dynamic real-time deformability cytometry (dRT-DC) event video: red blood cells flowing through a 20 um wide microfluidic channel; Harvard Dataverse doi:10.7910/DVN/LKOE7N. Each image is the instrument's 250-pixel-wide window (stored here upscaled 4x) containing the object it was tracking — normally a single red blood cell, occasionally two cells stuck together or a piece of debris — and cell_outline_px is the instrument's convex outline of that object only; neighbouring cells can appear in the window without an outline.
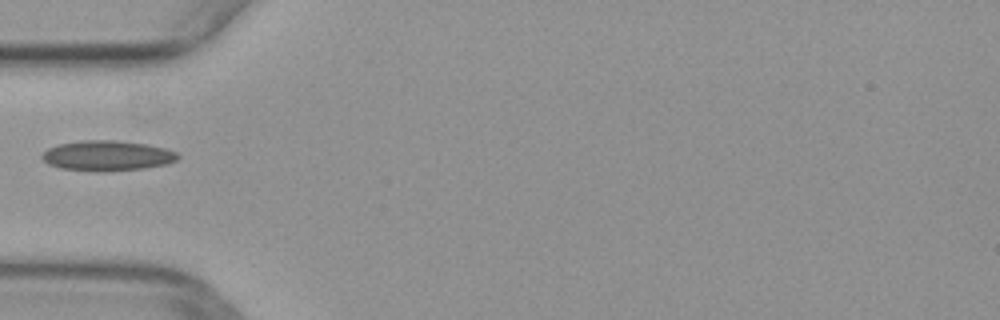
{"species": "common noctule bat (a hibernating species)", "species_latin": "Nyctalus noctula", "temperature_condition": "warm", "stored_images_in_passage": 30, "camera_frame_rate_fps": 3000, "um_per_image_px": 0.085, "animal": {"sex": "female", "body_mass_g": 29.2, "forearm_length_mm": 56.3}, "frame": {"image": 1, "passage_image": 1, "time_ms": 0.0, "image_size_px": [1000, 320], "cell_outline_px": [[180, 156], [176, 160], [168, 164], [144, 168], [104, 172], [96, 172], [60, 168], [48, 164], [40, 156], [48, 148], [60, 144], [80, 140], [116, 140], [148, 144], [164, 148], [176, 152]], "centroid_in_image_um": [9.12, 13.24], "position_along_channel_um": 75.9, "area_um2": 24.1}}
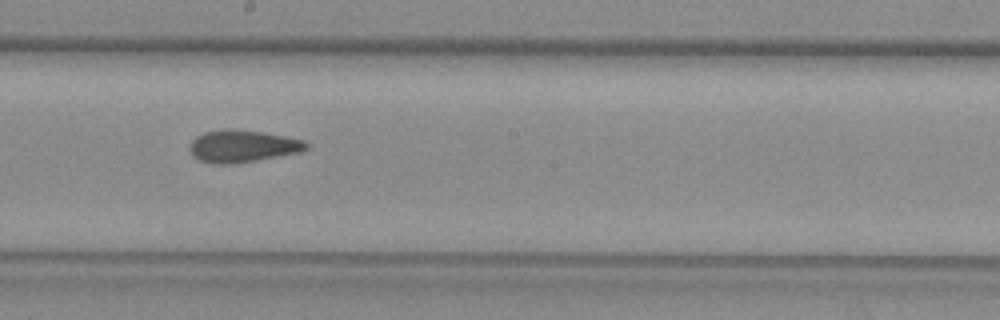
{"frame": {"image": 2, "passage_image": 12, "time_ms": 3.667, "image_size_px": [1000, 320], "cell_outline_px": [[308, 148], [300, 152], [256, 160], [232, 164], [212, 164], [200, 160], [192, 156], [188, 148], [192, 140], [196, 136], [204, 132], [220, 128], [232, 128], [264, 132], [304, 140], [308, 144]], "centroid_in_image_um": [20.57, 12.41], "position_along_channel_um": 227.6, "area_um2": 22.14}}
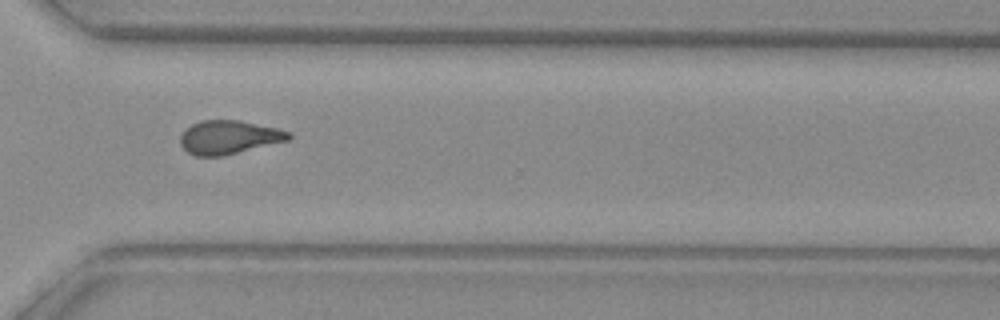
{"frame": {"image": 3, "passage_image": 21, "time_ms": 6.667, "image_size_px": [1000, 320], "cell_outline_px": [[292, 136], [288, 140], [220, 156], [196, 156], [188, 152], [180, 144], [180, 136], [192, 124], [200, 120], [240, 120], [276, 128], [292, 132]], "centroid_in_image_um": [19.45, 11.65], "position_along_channel_um": 351.1, "area_um2": 20.92}}